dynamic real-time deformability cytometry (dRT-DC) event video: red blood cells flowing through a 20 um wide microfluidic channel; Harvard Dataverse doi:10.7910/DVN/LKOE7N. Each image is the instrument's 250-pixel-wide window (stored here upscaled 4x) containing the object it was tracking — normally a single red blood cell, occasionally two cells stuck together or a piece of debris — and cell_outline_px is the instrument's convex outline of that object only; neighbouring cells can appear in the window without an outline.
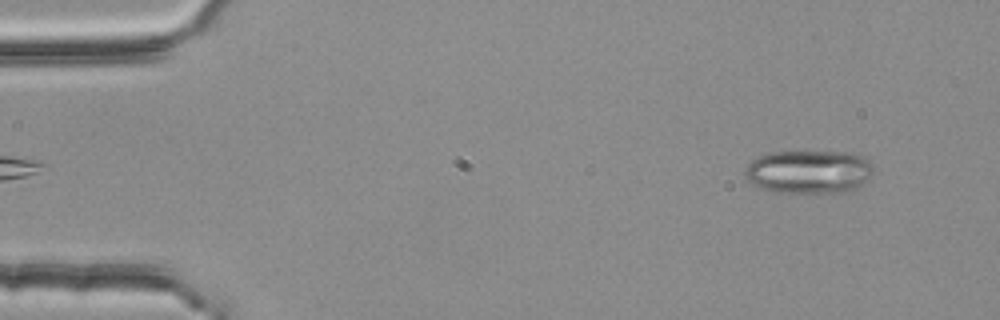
{"species": "common noctule bat (a hibernating species)", "species_latin": "Nyctalus noctula", "temperature_condition": "room temperature", "stored_images_in_passage": 53, "camera_frame_rate_fps": 3000, "um_per_image_px": 0.085, "animal": {"sex": "female", "body_mass_g": 25.1}, "frame": {"image": 1, "passage_image": 4, "time_ms": 1.0, "image_size_px": [1000, 320], "cell_outline_px": [[872, 172], [868, 180], [864, 184], [852, 192], [772, 192], [760, 188], [752, 184], [744, 176], [744, 172], [748, 164], [752, 160], [760, 156], [772, 152], [852, 152], [868, 160], [872, 164]], "centroid_in_image_um": [68.76, 14.61], "position_along_channel_um": 16.2, "area_um2": 32.66}}
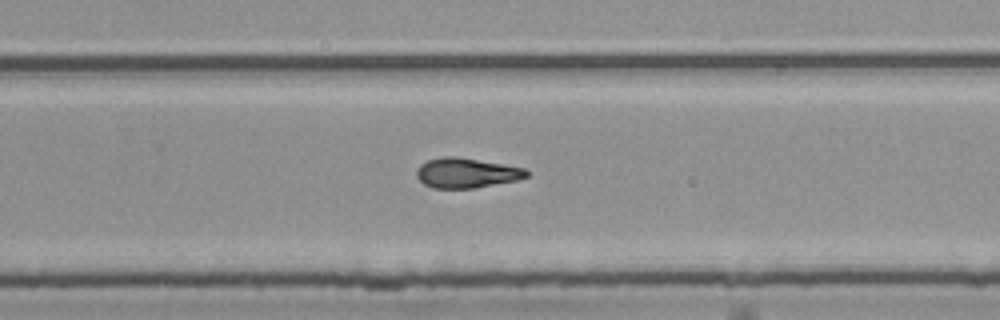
{"frame": {"image": 2, "passage_image": 34, "time_ms": 11.0, "image_size_px": [1000, 320], "cell_outline_px": [[528, 176], [516, 180], [476, 188], [432, 188], [424, 184], [416, 176], [416, 172], [420, 164], [428, 160], [444, 156], [456, 156], [524, 168], [528, 172]], "centroid_in_image_um": [39.61, 14.7], "position_along_channel_um": 290.2, "area_um2": 19.02}}
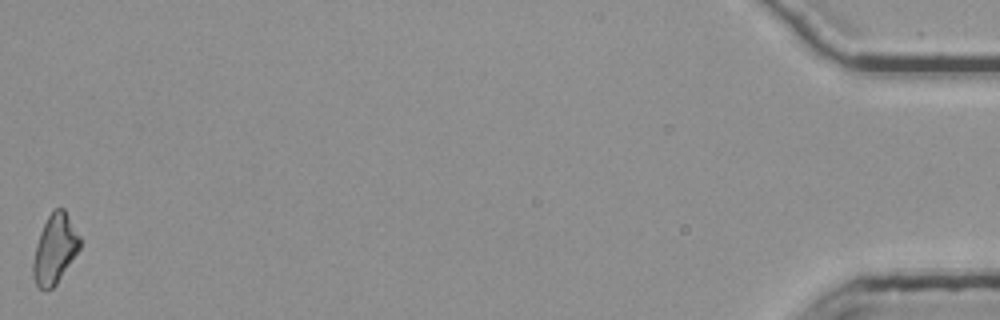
{"frame": {"image": 3, "passage_image": 53, "time_ms": 17.333, "image_size_px": [1000, 320], "cell_outline_px": [[80, 248], [56, 284], [52, 288], [44, 292], [36, 284], [32, 276], [32, 260], [36, 244], [40, 232], [48, 216], [56, 208], [64, 208], [80, 236]], "centroid_in_image_um": [4.64, 21.19], "position_along_channel_um": 430.6, "area_um2": 18.84}, "authors_computed_cell_mechanics": {"area_um2": 19.4208, "velocity_mm_per_s": 3.803, "shape_relaxation_time_tau1_ms": null, "shape_relaxation_time_tau2_ms": 8.1936, "deformation_change_tau1": null, "deformation_change_tau2": 0.1738}}